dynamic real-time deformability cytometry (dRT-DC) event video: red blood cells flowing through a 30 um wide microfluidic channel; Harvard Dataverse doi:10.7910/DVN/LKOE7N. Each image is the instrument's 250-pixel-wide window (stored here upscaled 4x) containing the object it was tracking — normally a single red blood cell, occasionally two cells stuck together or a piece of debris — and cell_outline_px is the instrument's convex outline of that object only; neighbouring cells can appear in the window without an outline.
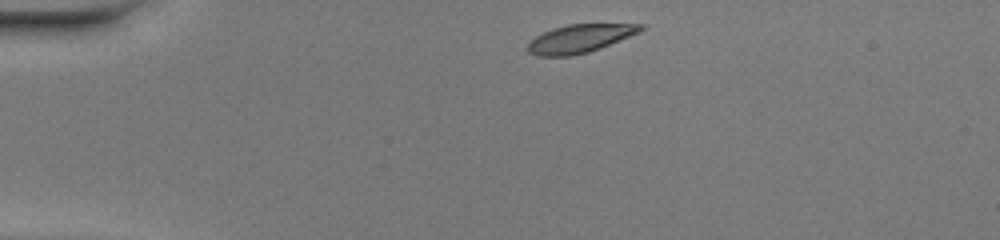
{"species": "common noctule bat (a hibernating species)", "species_latin": "Nyctalus noctula", "temperature_condition": "warm", "stored_images_in_passage": 40, "camera_frame_rate_fps": 3000, "um_per_image_px": 0.085, "animal": {"sex": "female", "body_mass_g": 20.0, "forearm_length_mm": 54.0}, "frame": {"image": 1, "passage_image": 1, "time_ms": 0.0, "image_size_px": [1000, 240], "cell_outline_px": [[644, 28], [640, 32], [600, 48], [588, 52], [572, 56], [536, 56], [528, 52], [524, 48], [536, 36], [552, 28], [568, 24], [644, 24]], "centroid_in_image_um": [49.25, 3.28], "position_along_channel_um": 35.7, "area_um2": 18.61}}
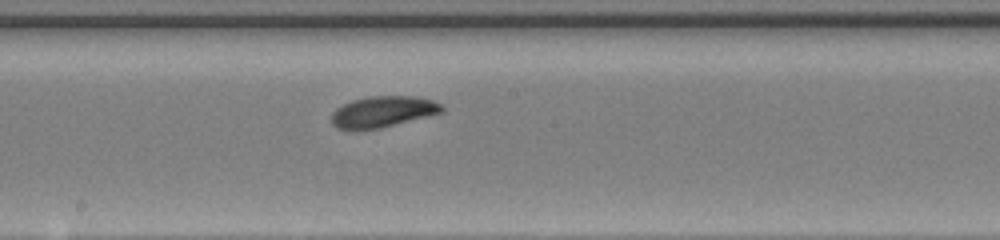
{"frame": {"image": 2, "passage_image": 18, "time_ms": 5.667, "image_size_px": [1000, 240], "cell_outline_px": [[444, 112], [380, 128], [360, 132], [356, 132], [336, 128], [332, 124], [332, 112], [336, 108], [352, 100], [368, 96], [416, 96], [432, 100], [440, 104], [444, 108]], "centroid_in_image_um": [32.5, 9.52], "position_along_channel_um": 215.7, "area_um2": 20.4}}
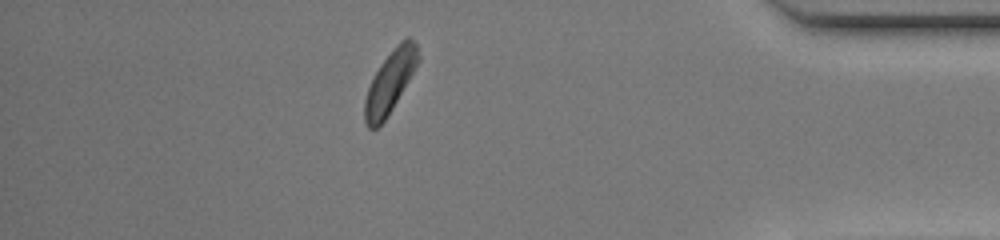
{"frame": {"image": 3, "passage_image": 34, "time_ms": 11.0, "image_size_px": [1000, 240], "cell_outline_px": [[420, 60], [388, 116], [376, 128], [368, 128], [364, 120], [364, 100], [368, 88], [380, 64], [396, 44], [400, 40], [408, 36], [416, 44], [420, 56]], "centroid_in_image_um": [33.16, 6.94], "position_along_channel_um": 402.0, "area_um2": 19.19}, "authors_computed_cell_mechanics": {"area_um2": 19.5653, "velocity_mm_per_s": 4.1445, "shape_relaxation_time_tau1_ms": 3.8999, "shape_relaxation_time_tau2_ms": null, "deformation_change_tau1": 0.1455, "deformation_change_tau2": null}}